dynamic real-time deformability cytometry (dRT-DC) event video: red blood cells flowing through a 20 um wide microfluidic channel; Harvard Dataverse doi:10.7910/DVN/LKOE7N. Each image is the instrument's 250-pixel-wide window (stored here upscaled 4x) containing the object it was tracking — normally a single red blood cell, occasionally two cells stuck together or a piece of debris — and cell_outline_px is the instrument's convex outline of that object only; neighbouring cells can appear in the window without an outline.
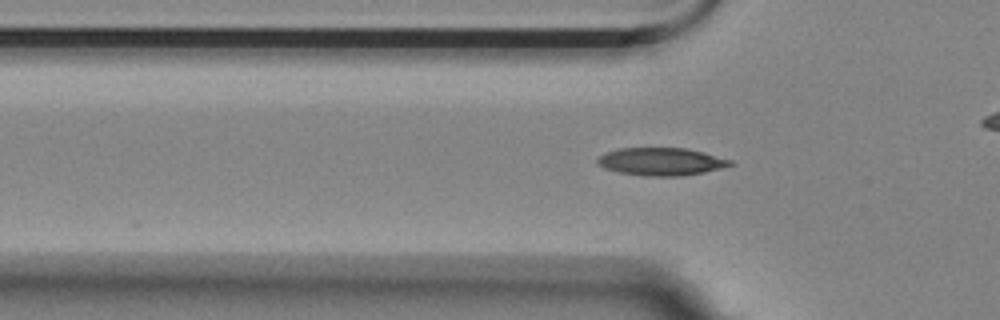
{"species": "Egyptian fruit bat (a non-hibernating species)", "species_latin": "Rousettus aegyptiacus", "temperature_condition": "room temperature", "stored_images_in_passage": 8, "camera_frame_rate_fps": 3000, "um_per_image_px": 0.085, "animal": {"sex": "female"}, "frame": {"image": 1, "passage_image": 2, "time_ms": 0.333, "image_size_px": [1000, 320], "cell_outline_px": [[736, 164], [704, 172], [680, 176], [648, 176], [620, 172], [604, 168], [596, 164], [596, 160], [600, 156], [608, 152], [620, 148], [684, 148], [704, 152], [732, 160]], "centroid_in_image_um": [56.22, 13.73], "position_along_channel_um": 69.6, "area_um2": 21.33}}
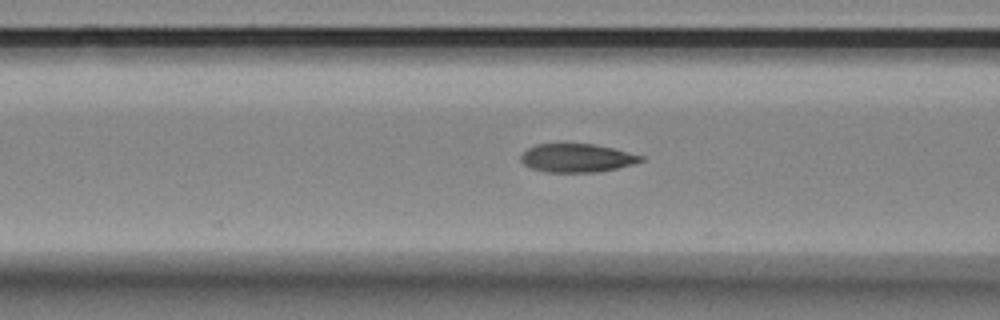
{"frame": {"image": 2, "passage_image": 6, "time_ms": 1.667, "image_size_px": [1000, 320], "cell_outline_px": [[644, 160], [632, 164], [616, 168], [596, 172], [544, 172], [528, 168], [520, 160], [520, 156], [528, 148], [536, 144], [596, 144], [644, 156]], "centroid_in_image_um": [49.0, 13.43], "position_along_channel_um": 117.6, "area_um2": 19.88}}